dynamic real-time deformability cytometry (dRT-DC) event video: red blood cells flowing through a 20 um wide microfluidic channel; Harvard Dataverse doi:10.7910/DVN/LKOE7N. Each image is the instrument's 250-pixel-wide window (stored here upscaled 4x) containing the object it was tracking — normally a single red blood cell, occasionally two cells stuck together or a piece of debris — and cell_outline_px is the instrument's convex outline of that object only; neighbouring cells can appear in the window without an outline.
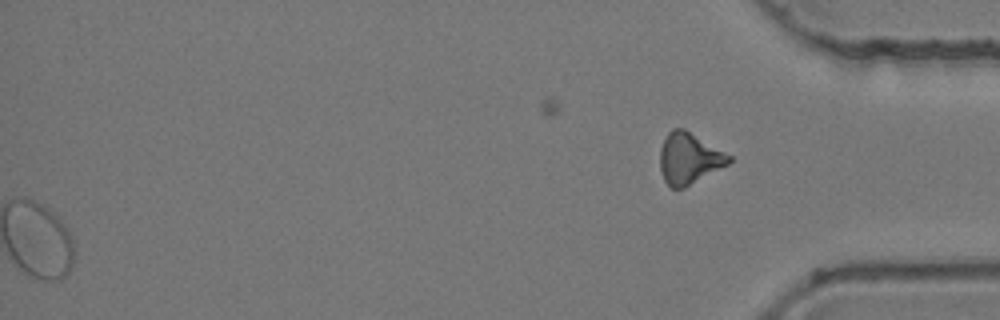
{"species": "common noctule bat (a hibernating species)", "species_latin": "Nyctalus noctula", "temperature_condition": "room temperature", "stored_images_in_passage": 55, "segment_of_instrument_passage": [2, 2], "camera_frame_rate_fps": 3000, "um_per_image_px": 0.085, "animal": {"sex": "female", "body_mass_g": 24.6, "forearm_length_mm": 56.2}, "frame": {"image": 1, "passage_image": 55, "time_ms": 18.0, "image_size_px": [1000, 320], "cell_outline_px": [[732, 160], [728, 164], [684, 188], [672, 188], [664, 180], [660, 172], [660, 148], [668, 132], [672, 128], [684, 128], [732, 156]], "centroid_in_image_um": [58.55, 13.46], "position_along_channel_um": 376.6, "area_um2": 20.46}}